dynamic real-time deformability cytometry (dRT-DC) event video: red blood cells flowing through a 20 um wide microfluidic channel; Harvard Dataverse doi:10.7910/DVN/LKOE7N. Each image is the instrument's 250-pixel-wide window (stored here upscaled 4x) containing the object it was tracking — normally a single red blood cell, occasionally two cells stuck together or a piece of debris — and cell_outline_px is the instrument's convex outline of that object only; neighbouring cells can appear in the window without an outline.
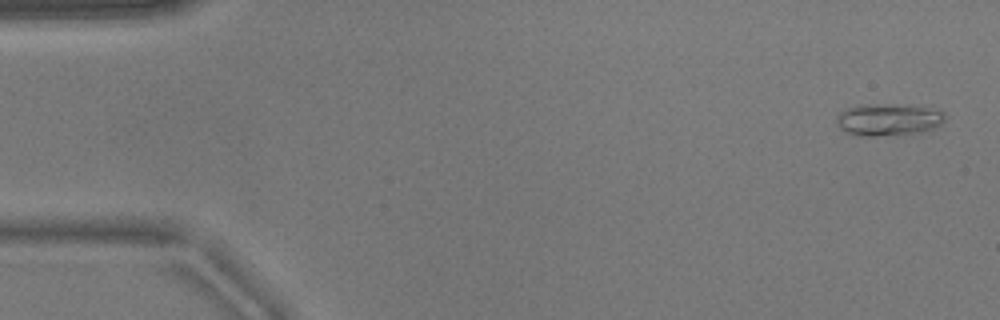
{"species": "common noctule bat (a hibernating species)", "species_latin": "Nyctalus noctula", "temperature_condition": "warm", "stored_images_in_passage": 52, "camera_frame_rate_fps": 3000, "um_per_image_px": 0.085, "animal": {"sex": "male", "body_mass_g": 17.9}, "frame": {"image": 1, "passage_image": 2, "time_ms": 0.333, "image_size_px": [1000, 320], "cell_outline_px": [[944, 120], [940, 124], [932, 128], [920, 132], [876, 136], [860, 136], [848, 132], [840, 128], [836, 124], [836, 116], [844, 108], [860, 104], [912, 104], [944, 112]], "centroid_in_image_um": [75.46, 10.14], "position_along_channel_um": 9.5, "area_um2": 20.4}}
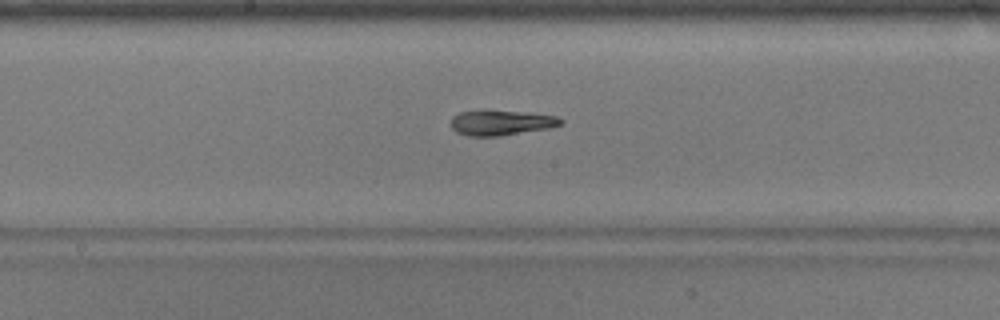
{"frame": {"image": 2, "passage_image": 27, "time_ms": 8.667, "image_size_px": [1000, 320], "cell_outline_px": [[564, 120], [560, 124], [548, 128], [500, 136], [468, 136], [456, 132], [452, 128], [452, 116], [460, 112], [524, 112], [556, 116]], "centroid_in_image_um": [42.59, 10.46], "position_along_channel_um": 205.6, "area_um2": 15.49}}
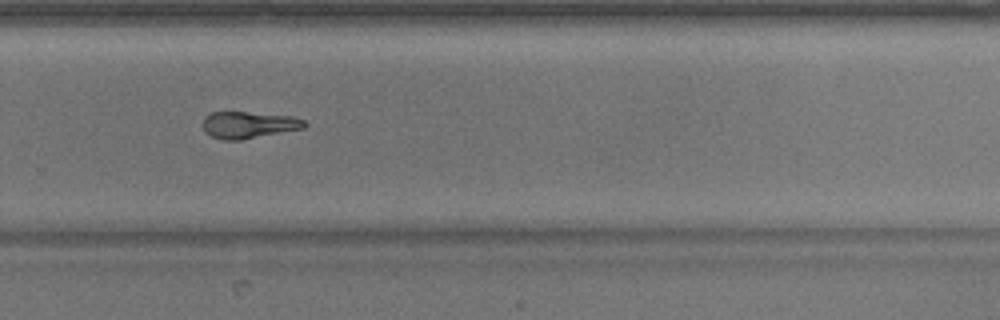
{"frame": {"image": 3, "passage_image": 35, "time_ms": 11.333, "image_size_px": [1000, 320], "cell_outline_px": [[308, 124], [304, 128], [240, 140], [224, 140], [212, 136], [204, 132], [200, 124], [204, 116], [212, 112], [244, 112], [292, 116], [304, 120]], "centroid_in_image_um": [21.08, 10.61], "position_along_channel_um": 308.7, "area_um2": 15.95}, "authors_computed_cell_mechanics": {"area_um2": 16.6175, "velocity_mm_per_s": 3.8812, "shape_relaxation_time_tau1_ms": null, "shape_relaxation_time_tau2_ms": 6.7342, "deformation_change_tau1": null, "deformation_change_tau2": 0.1475}}